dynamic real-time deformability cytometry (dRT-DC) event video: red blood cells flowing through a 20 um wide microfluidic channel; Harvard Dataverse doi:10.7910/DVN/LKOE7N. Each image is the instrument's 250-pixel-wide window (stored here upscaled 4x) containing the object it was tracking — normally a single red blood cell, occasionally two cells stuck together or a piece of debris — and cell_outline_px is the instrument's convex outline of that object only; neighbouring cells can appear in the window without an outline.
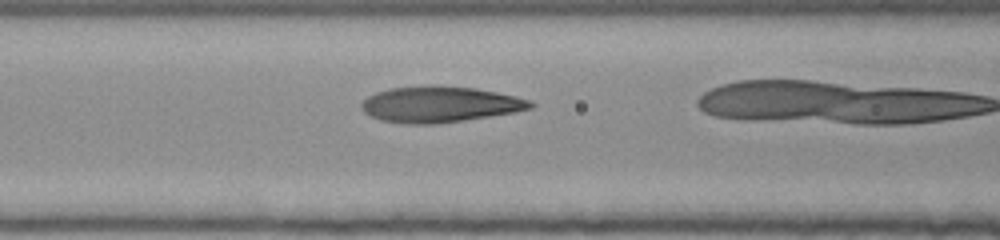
{"species": "human", "species_latin": "Homo sapiens", "temperature_condition": "room temperature", "stored_images_in_passage": 33, "camera_frame_rate_fps": 3000, "um_per_image_px": 0.085, "donor": {"sex": "female"}, "frame": {"image": 1, "passage_image": 14, "time_ms": 4.333, "image_size_px": [1000, 240], "cell_outline_px": [[536, 104], [532, 108], [516, 112], [464, 120], [436, 124], [408, 124], [380, 120], [364, 112], [360, 108], [360, 104], [368, 96], [376, 92], [388, 88], [432, 84], [436, 84], [476, 88], [516, 96], [532, 100]], "centroid_in_image_um": [37.39, 8.85], "position_along_channel_um": 129.2, "area_um2": 35.89}}
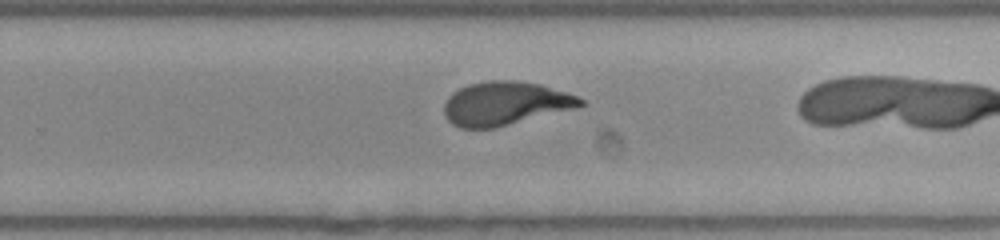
{"frame": {"image": 2, "passage_image": 26, "time_ms": 8.333, "image_size_px": [1000, 240], "cell_outline_px": [[584, 104], [572, 108], [492, 128], [460, 128], [452, 124], [448, 120], [444, 112], [444, 104], [448, 96], [452, 92], [468, 84], [488, 80], [516, 80], [540, 84], [568, 92], [584, 100]], "centroid_in_image_um": [42.88, 8.77], "position_along_channel_um": 286.9, "area_um2": 34.22}}
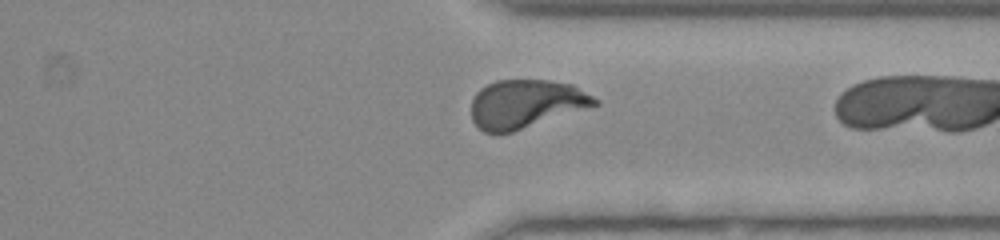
{"frame": {"image": 3, "passage_image": 32, "time_ms": 10.333, "image_size_px": [1000, 240], "cell_outline_px": [[600, 104], [512, 132], [496, 136], [484, 132], [472, 120], [472, 100], [476, 92], [480, 88], [496, 80], [548, 80], [572, 84], [600, 100]], "centroid_in_image_um": [44.68, 8.84], "position_along_channel_um": 366.7, "area_um2": 35.08}}